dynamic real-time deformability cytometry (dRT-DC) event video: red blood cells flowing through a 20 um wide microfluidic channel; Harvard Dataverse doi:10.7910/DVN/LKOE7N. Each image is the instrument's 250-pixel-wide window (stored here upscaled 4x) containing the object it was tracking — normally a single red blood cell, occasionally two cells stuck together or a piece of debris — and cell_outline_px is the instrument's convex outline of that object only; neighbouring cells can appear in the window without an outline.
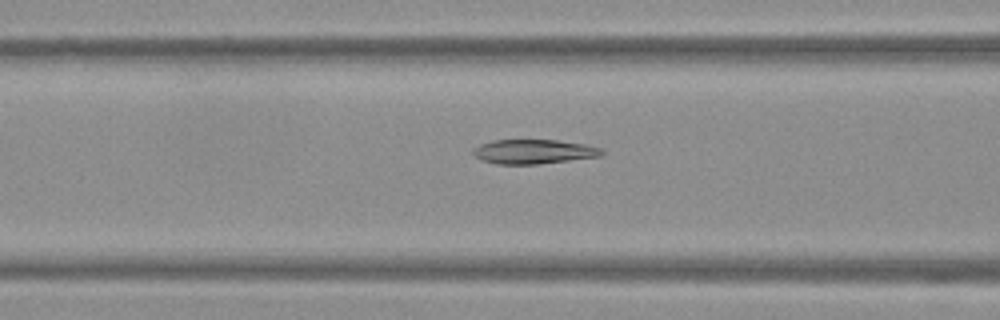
{"species": "Egyptian fruit bat (a non-hibernating species)", "species_latin": "Rousettus aegyptiacus", "temperature_condition": "warm", "stored_images_in_passage": 39, "camera_frame_rate_fps": 3000, "um_per_image_px": 0.085, "frame": {"image": 1, "passage_image": 7, "time_ms": 2.0, "image_size_px": [1000, 320], "cell_outline_px": [[604, 156], [536, 164], [496, 164], [480, 160], [472, 152], [472, 148], [480, 144], [492, 140], [556, 140], [584, 144], [600, 148], [604, 152]], "centroid_in_image_um": [45.34, 12.89], "position_along_channel_um": 121.3, "area_um2": 18.32}}
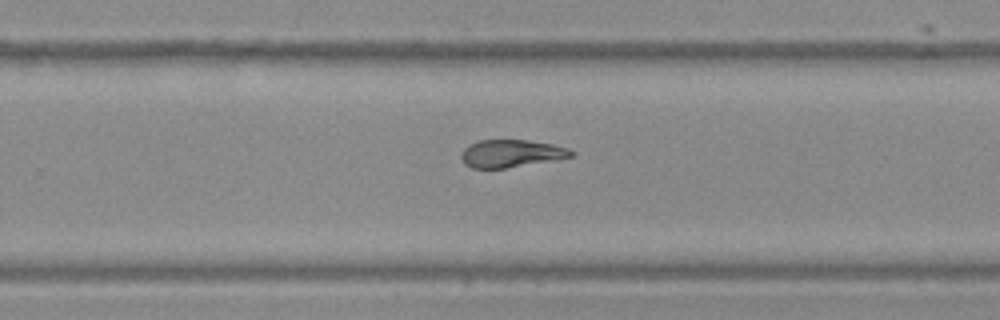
{"frame": {"image": 2, "passage_image": 20, "time_ms": 6.333, "image_size_px": [1000, 320], "cell_outline_px": [[576, 152], [572, 156], [504, 168], [472, 168], [464, 164], [460, 156], [460, 152], [468, 144], [480, 140], [528, 140], [552, 144], [568, 148]], "centroid_in_image_um": [43.38, 13.03], "position_along_channel_um": 286.4, "area_um2": 17.51}}
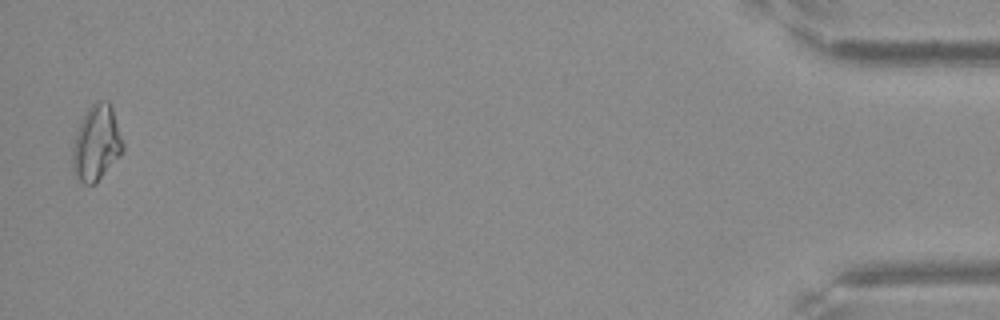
{"frame": {"image": 3, "passage_image": 38, "time_ms": 12.333, "image_size_px": [1000, 320], "cell_outline_px": [[124, 148], [120, 156], [96, 184], [84, 184], [76, 176], [72, 168], [72, 148], [76, 132], [80, 120], [88, 108], [96, 100], [108, 100], [112, 108], [124, 144]], "centroid_in_image_um": [8.19, 12.16], "position_along_channel_um": 427.0, "area_um2": 22.31}, "authors_computed_cell_mechanics": {"area_um2": 18.785, "velocity_mm_per_s": 3.8083, "shape_relaxation_time_tau1_ms": null, "shape_relaxation_time_tau2_ms": 4.9759, "deformation_change_tau1": null, "deformation_change_tau2": 0.111}}